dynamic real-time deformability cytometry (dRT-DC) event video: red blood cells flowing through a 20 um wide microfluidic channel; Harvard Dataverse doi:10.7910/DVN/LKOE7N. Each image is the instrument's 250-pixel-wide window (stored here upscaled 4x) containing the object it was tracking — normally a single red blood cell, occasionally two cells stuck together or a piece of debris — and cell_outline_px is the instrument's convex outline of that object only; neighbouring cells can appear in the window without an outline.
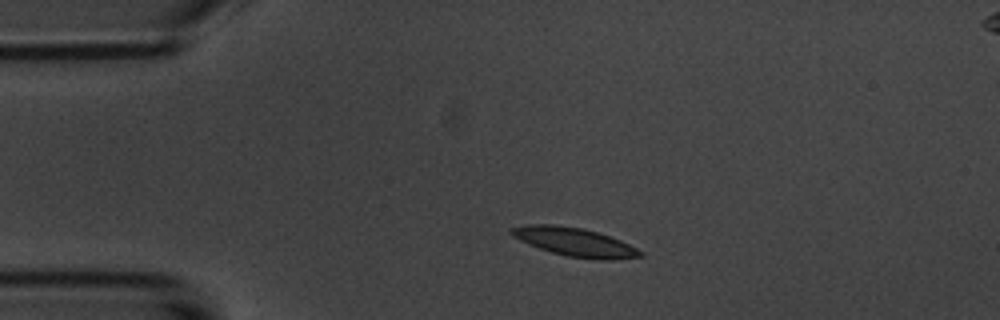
{"species": "common noctule bat (a hibernating species)", "species_latin": "Nyctalus noctula", "temperature_condition": "room temperature", "stored_images_in_passage": 3, "camera_frame_rate_fps": 3000, "um_per_image_px": 0.085, "animal": {"sex": "male", "body_mass_g": 20.1, "forearm_length_mm": 53.5}, "frame": {"image": 1, "passage_image": 2, "time_ms": 1.0, "image_size_px": [1000, 320], "cell_outline_px": [[644, 256], [612, 260], [600, 260], [568, 256], [552, 252], [528, 244], [512, 236], [508, 232], [508, 228], [528, 224], [556, 224], [584, 228], [620, 240], [644, 252]], "centroid_in_image_um": [48.82, 20.56], "position_along_channel_um": 36.2, "area_um2": 21.5}}